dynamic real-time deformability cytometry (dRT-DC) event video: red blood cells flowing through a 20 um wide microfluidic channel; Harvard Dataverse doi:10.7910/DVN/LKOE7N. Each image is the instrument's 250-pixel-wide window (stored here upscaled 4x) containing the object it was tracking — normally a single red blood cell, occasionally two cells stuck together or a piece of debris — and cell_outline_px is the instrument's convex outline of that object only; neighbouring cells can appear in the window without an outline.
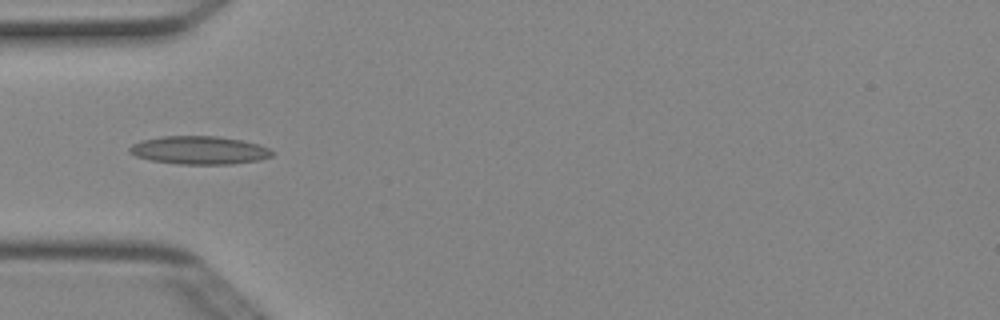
{"species": "Egyptian fruit bat (a non-hibernating species)", "species_latin": "Rousettus aegyptiacus", "temperature_condition": "cold", "stored_images_in_passage": 7, "camera_frame_rate_fps": 3000, "um_per_image_px": 0.085, "animal": {"sex": "female"}, "frame": {"image": 1, "passage_image": 6, "time_ms": 1.667, "image_size_px": [1000, 320], "cell_outline_px": [[272, 156], [260, 160], [232, 164], [176, 164], [152, 160], [136, 156], [128, 152], [128, 148], [132, 144], [140, 140], [160, 136], [216, 136], [240, 140], [256, 144], [268, 148], [272, 152]], "centroid_in_image_um": [16.88, 12.77], "position_along_channel_um": 68.1, "area_um2": 23.35}}
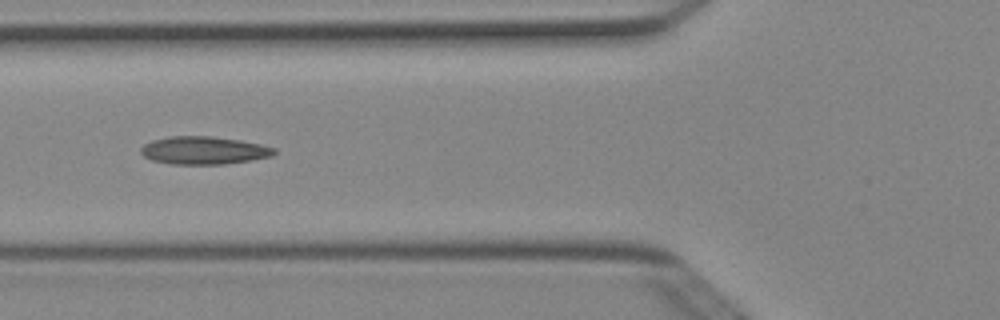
{"frame": {"image": 2, "passage_image": 7, "time_ms": 2.0, "image_size_px": [1000, 320], "cell_outline_px": [[276, 152], [272, 156], [224, 164], [172, 164], [152, 160], [144, 156], [140, 152], [140, 148], [144, 144], [152, 140], [172, 136], [212, 136], [240, 140], [260, 144], [276, 148]], "centroid_in_image_um": [17.31, 12.78], "position_along_channel_um": 108.5, "area_um2": 21.56}}